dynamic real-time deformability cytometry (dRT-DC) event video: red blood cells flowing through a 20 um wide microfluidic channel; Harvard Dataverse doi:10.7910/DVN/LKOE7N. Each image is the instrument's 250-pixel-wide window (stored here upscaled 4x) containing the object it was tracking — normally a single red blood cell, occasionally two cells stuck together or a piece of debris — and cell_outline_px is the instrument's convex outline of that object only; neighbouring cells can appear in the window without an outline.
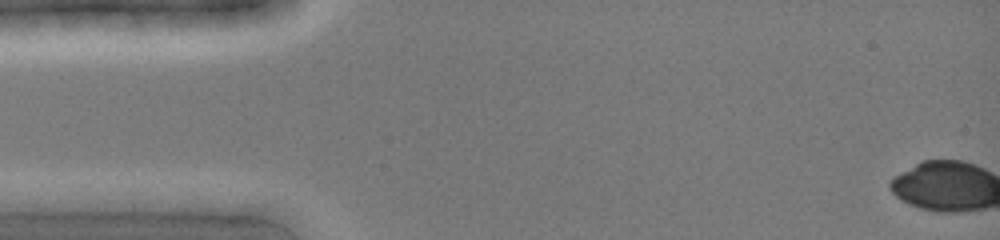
{"species": "common noctule bat (a hibernating species)", "species_latin": "Nyctalus noctula", "temperature_condition": "cold", "stored_images_in_passage": 1, "camera_frame_rate_fps": 3000, "um_per_image_px": 0.085, "animal": {"sex": "female", "body_mass_g": 19.0, "forearm_length_mm": 51.5}, "frame": {"image": 1, "passage_image": 1, "time_ms": 0.0, "image_size_px": [1000, 240], "cell_outline_px": [[160, 200], [112, 212], [92, 212], [12, 200], [20, 192], [144, 192]], "centroid_in_image_um": [7.47, 17.01], "position_along_channel_um": 77.5, "area_um2": 15.14}}